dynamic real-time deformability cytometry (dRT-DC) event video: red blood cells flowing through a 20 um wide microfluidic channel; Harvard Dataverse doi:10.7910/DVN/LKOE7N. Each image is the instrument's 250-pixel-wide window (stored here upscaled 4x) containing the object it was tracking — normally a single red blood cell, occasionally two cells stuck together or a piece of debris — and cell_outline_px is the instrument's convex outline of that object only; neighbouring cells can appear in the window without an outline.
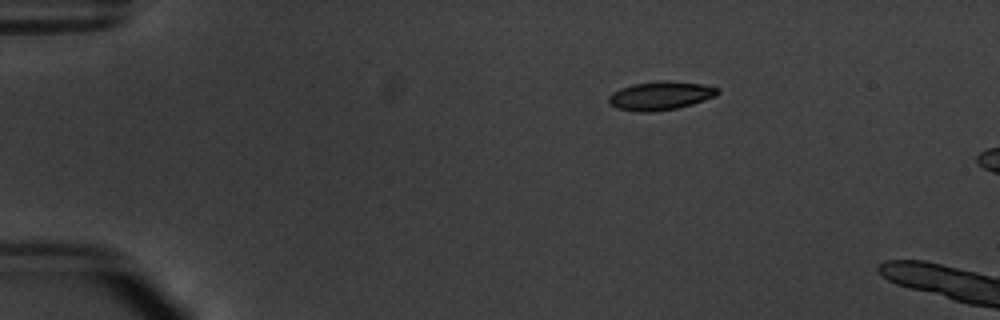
{"species": "common noctule bat (a hibernating species)", "species_latin": "Nyctalus noctula", "temperature_condition": "warm", "stored_images_in_passage": 8, "camera_frame_rate_fps": 3000, "um_per_image_px": 0.085, "animal": {"sex": "male", "body_mass_g": 20.1, "forearm_length_mm": 53.5}, "frame": {"image": 1, "passage_image": 1, "time_ms": 0.0, "image_size_px": [1000, 320], "cell_outline_px": [[720, 92], [716, 96], [692, 104], [676, 108], [652, 112], [640, 112], [616, 108], [608, 104], [608, 96], [612, 92], [620, 88], [632, 84], [660, 80], [668, 80], [704, 84], [720, 88]], "centroid_in_image_um": [56.13, 8.12], "position_along_channel_um": 28.9, "area_um2": 18.44}}